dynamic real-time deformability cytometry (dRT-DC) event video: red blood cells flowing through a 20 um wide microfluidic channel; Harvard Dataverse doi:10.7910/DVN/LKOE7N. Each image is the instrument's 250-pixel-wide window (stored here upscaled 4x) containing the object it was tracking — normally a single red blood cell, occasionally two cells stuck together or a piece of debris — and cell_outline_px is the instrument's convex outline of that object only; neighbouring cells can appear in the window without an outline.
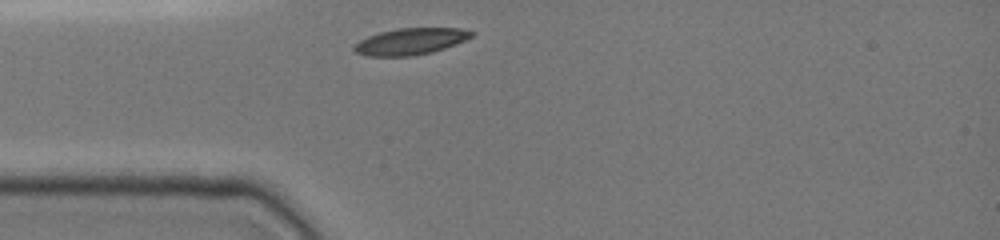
{"species": "common noctule bat (a hibernating species)", "species_latin": "Nyctalus noctula", "temperature_condition": "cold", "stored_images_in_passage": 28, "camera_frame_rate_fps": 3000, "um_per_image_px": 0.085, "animal": {"sex": "female", "body_mass_g": 19.0, "forearm_length_mm": 51.5}, "frame": {"image": 1, "passage_image": 1, "time_ms": 0.0, "image_size_px": [1000, 240], "cell_outline_px": [[476, 32], [472, 36], [464, 40], [444, 48], [432, 52], [412, 56], [364, 56], [356, 52], [352, 48], [352, 44], [368, 36], [380, 32], [396, 28], [460, 28]], "centroid_in_image_um": [34.84, 3.52], "position_along_channel_um": 50.2, "area_um2": 18.21}}
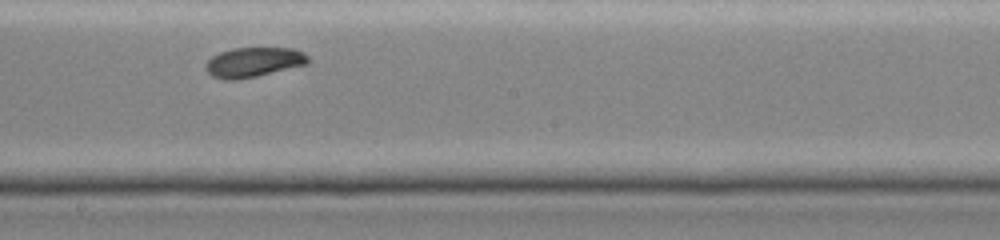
{"frame": {"image": 2, "passage_image": 15, "time_ms": 4.667, "image_size_px": [1000, 240], "cell_outline_px": [[308, 64], [256, 76], [236, 80], [224, 80], [212, 76], [204, 68], [204, 64], [212, 56], [220, 52], [232, 48], [296, 48], [304, 52], [308, 56]], "centroid_in_image_um": [21.54, 5.28], "position_along_channel_um": 226.7, "area_um2": 17.86}}
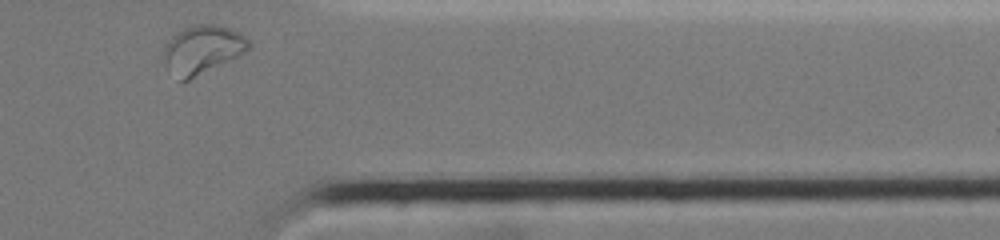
{"frame": {"image": 3, "passage_image": 28, "time_ms": 9.0, "image_size_px": [1000, 240], "cell_outline_px": [[252, 44], [244, 52], [188, 80], [180, 80], [164, 64], [160, 56], [164, 44], [176, 32], [192, 24], [216, 24], [240, 32]], "centroid_in_image_um": [17.13, 4.18], "position_along_channel_um": 394.3, "area_um2": 23.87}, "authors_computed_cell_mechanics": {"area_um2": 17.8602, "velocity_mm_per_s": 3.9189, "shape_relaxation_time_tau1_ms": 3.5229, "shape_relaxation_time_tau2_ms": null, "deformation_change_tau1": 0.1201, "deformation_change_tau2": null}}